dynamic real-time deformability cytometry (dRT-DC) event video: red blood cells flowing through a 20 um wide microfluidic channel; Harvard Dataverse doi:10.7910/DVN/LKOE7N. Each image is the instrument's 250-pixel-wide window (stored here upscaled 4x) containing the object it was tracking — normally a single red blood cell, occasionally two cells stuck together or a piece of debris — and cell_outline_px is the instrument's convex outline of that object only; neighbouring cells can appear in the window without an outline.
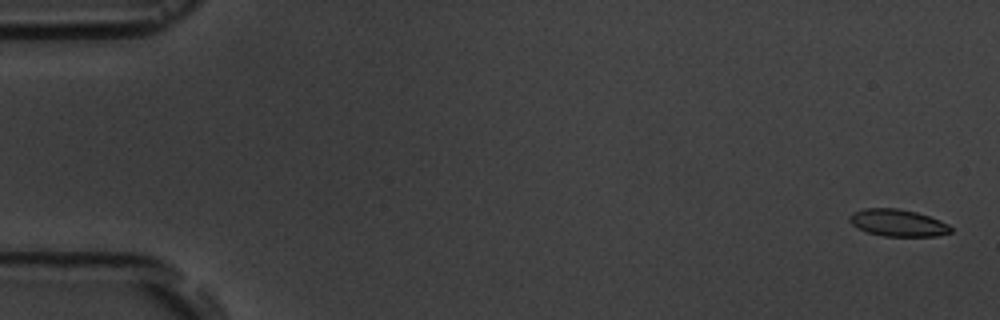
{"species": "common noctule bat (a hibernating species)", "species_latin": "Nyctalus noctula", "temperature_condition": "room temperature", "stored_images_in_passage": 6, "camera_frame_rate_fps": 3000, "um_per_image_px": 0.085, "animal": {"sex": "male", "body_mass_g": 19.5, "forearm_length_mm": 54.6}, "frame": {"image": 1, "passage_image": 1, "time_ms": 0.0, "image_size_px": [1000, 320], "cell_outline_px": [[952, 232], [936, 236], [884, 236], [868, 232], [852, 224], [848, 220], [848, 216], [852, 212], [864, 208], [896, 208], [916, 212], [940, 220], [948, 224], [952, 228]], "centroid_in_image_um": [76.31, 18.93], "position_along_channel_um": 8.7, "area_um2": 15.9}}
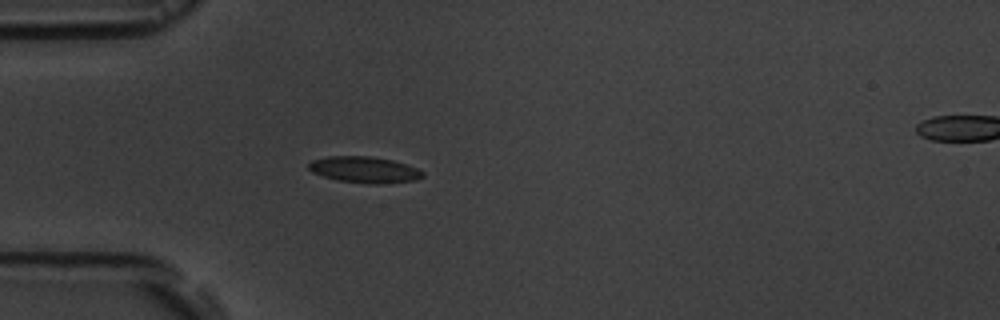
{"frame": {"image": 2, "passage_image": 5, "time_ms": 5.0, "image_size_px": [1000, 320], "cell_outline_px": [[424, 176], [416, 180], [380, 184], [372, 184], [336, 180], [312, 172], [308, 168], [308, 164], [312, 160], [328, 156], [368, 156], [392, 160], [416, 168], [424, 172]], "centroid_in_image_um": [30.96, 14.43], "position_along_channel_um": 54.0, "area_um2": 17.34}}